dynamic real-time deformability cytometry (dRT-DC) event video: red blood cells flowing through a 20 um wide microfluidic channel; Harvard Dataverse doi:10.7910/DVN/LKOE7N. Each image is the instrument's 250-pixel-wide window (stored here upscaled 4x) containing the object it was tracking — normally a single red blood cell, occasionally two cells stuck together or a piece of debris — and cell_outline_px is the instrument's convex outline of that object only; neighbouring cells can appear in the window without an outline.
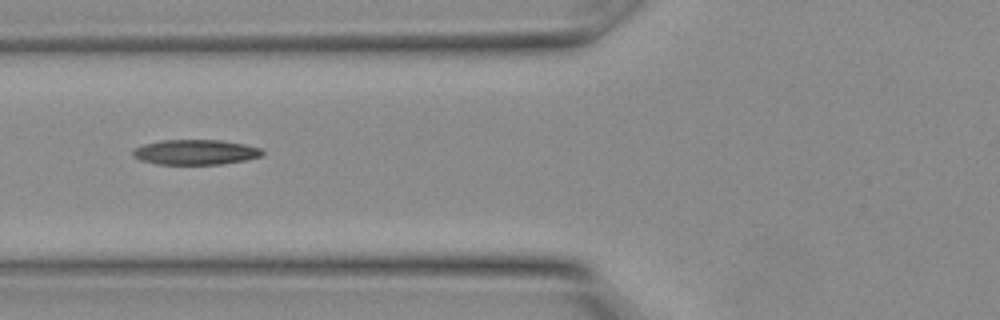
{"species": "Egyptian fruit bat (a non-hibernating species)", "species_latin": "Rousettus aegyptiacus", "temperature_condition": "warm", "stored_images_in_passage": 12, "camera_frame_rate_fps": 3000, "um_per_image_px": 0.085, "animal": {"sex": "female"}, "frame": {"image": 1, "passage_image": 9, "time_ms": 2.667, "image_size_px": [1000, 320], "cell_outline_px": [[264, 152], [260, 156], [248, 160], [224, 164], [156, 164], [140, 160], [132, 156], [132, 152], [136, 148], [144, 144], [164, 140], [220, 140], [244, 144], [260, 148]], "centroid_in_image_um": [16.62, 12.94], "position_along_channel_um": 109.2, "area_um2": 18.9}}
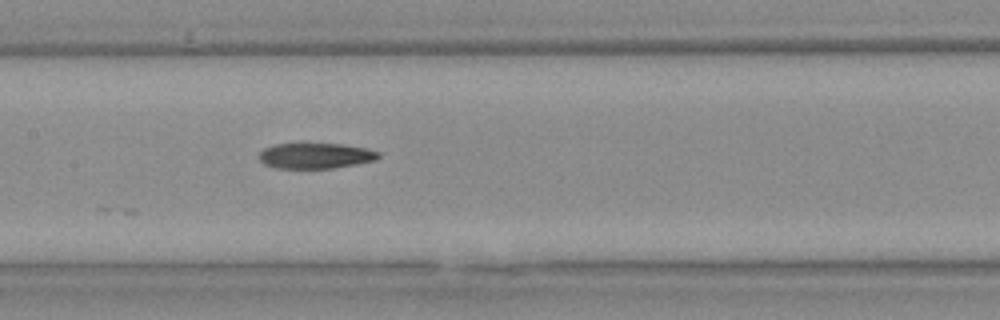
{"frame": {"image": 2, "passage_image": 12, "time_ms": 3.667, "image_size_px": [1000, 320], "cell_outline_px": [[380, 156], [376, 160], [356, 164], [332, 168], [276, 168], [264, 164], [260, 160], [260, 152], [264, 148], [276, 144], [344, 144], [368, 148], [380, 152]], "centroid_in_image_um": [26.86, 13.24], "position_along_channel_um": 180.5, "area_um2": 17.74}}